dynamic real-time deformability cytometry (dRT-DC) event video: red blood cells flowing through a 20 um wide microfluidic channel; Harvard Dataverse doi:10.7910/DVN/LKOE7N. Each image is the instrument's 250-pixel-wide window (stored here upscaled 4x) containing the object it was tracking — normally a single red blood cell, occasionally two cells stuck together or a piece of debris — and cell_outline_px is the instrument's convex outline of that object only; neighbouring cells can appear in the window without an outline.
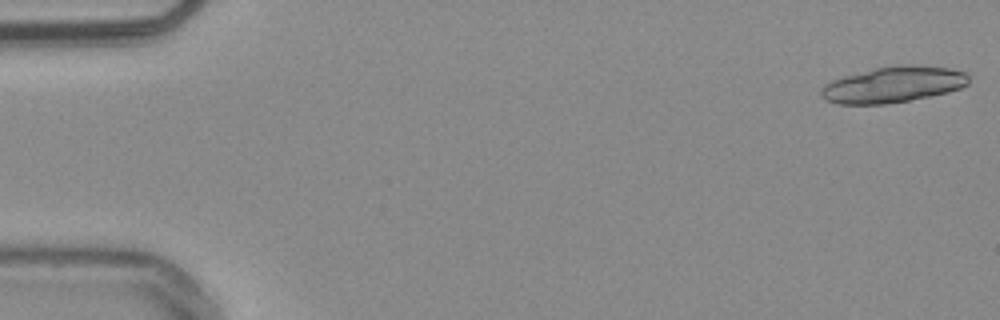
{"species": "common noctule bat (a hibernating species)", "species_latin": "Nyctalus noctula", "temperature_condition": "warm", "stored_images_in_passage": 27, "camera_frame_rate_fps": 3000, "um_per_image_px": 0.085, "animal": {"sex": "male", "body_mass_g": 20.4}, "frame": {"image": 1, "passage_image": 1, "time_ms": 0.0, "image_size_px": [1000, 320], "cell_outline_px": [[968, 84], [960, 88], [948, 92], [908, 100], [884, 104], [836, 104], [820, 96], [820, 88], [824, 84], [832, 80], [844, 76], [876, 68], [896, 64], [916, 64], [948, 68], [968, 72]], "centroid_in_image_um": [75.92, 7.17], "position_along_channel_um": 9.1, "area_um2": 31.04}}